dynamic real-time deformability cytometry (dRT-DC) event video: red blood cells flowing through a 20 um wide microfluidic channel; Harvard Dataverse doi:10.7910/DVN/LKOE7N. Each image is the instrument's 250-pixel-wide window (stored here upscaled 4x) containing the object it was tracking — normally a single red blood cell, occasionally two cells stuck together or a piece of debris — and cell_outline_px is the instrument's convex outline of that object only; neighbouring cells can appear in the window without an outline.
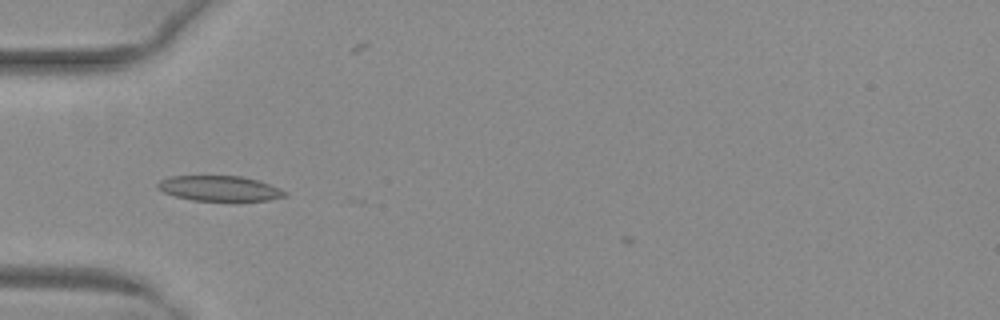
{"species": "common noctule bat (a hibernating species)", "species_latin": "Nyctalus noctula", "temperature_condition": "warm", "stored_images_in_passage": 8, "camera_frame_rate_fps": 3000, "um_per_image_px": 0.085, "animal": {"sex": "female", "body_mass_g": 29.2, "forearm_length_mm": 56.3}, "frame": {"image": 1, "passage_image": 4, "time_ms": 1.0, "image_size_px": [1000, 320], "cell_outline_px": [[288, 196], [268, 200], [192, 200], [176, 196], [164, 192], [156, 188], [156, 184], [160, 180], [172, 176], [240, 176], [260, 180], [280, 188], [288, 192]], "centroid_in_image_um": [18.69, 16.0], "position_along_channel_um": 66.3, "area_um2": 18.67}}
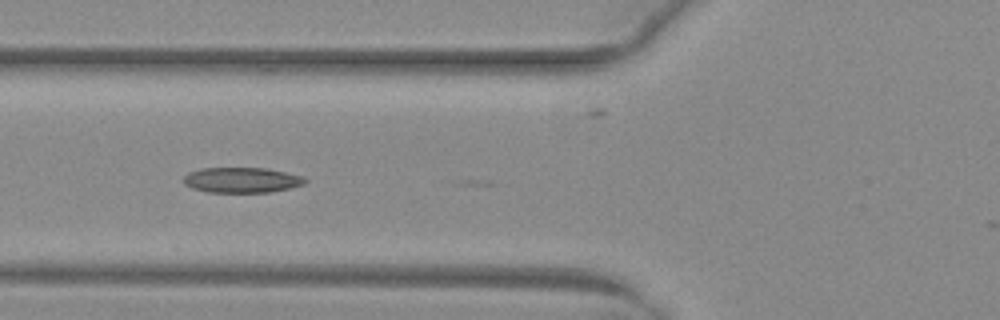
{"frame": {"image": 2, "passage_image": 7, "time_ms": 2.0, "image_size_px": [1000, 320], "cell_outline_px": [[308, 180], [304, 184], [292, 188], [268, 192], [208, 192], [192, 188], [184, 184], [184, 176], [188, 172], [200, 168], [268, 168], [304, 176]], "centroid_in_image_um": [20.57, 15.3], "position_along_channel_um": 105.2, "area_um2": 18.09}}